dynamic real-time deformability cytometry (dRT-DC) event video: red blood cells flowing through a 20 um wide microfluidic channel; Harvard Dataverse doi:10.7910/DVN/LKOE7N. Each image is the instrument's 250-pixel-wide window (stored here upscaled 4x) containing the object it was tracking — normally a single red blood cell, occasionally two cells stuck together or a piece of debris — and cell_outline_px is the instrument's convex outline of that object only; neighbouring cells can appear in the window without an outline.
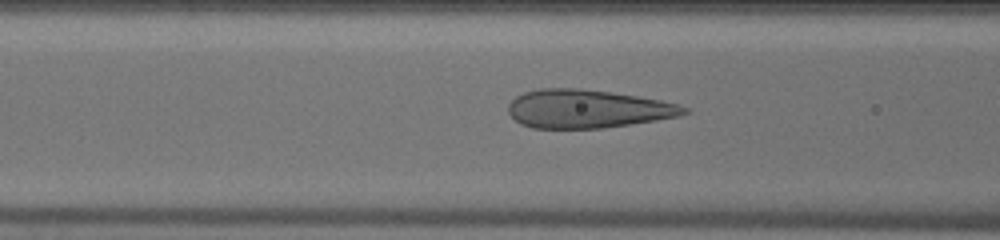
{"species": "human", "species_latin": "Homo sapiens", "temperature_condition": "warm", "stored_images_in_passage": 26, "camera_frame_rate_fps": 3000, "um_per_image_px": 0.085, "donor": {"sex": "male"}, "frame": {"image": 1, "passage_image": 6, "time_ms": 1.667, "image_size_px": [1000, 240], "cell_outline_px": [[692, 112], [680, 116], [656, 120], [600, 128], [532, 128], [520, 124], [508, 112], [508, 104], [516, 96], [524, 92], [540, 88], [580, 88], [636, 96], [660, 100], [676, 104], [688, 108]], "centroid_in_image_um": [49.92, 9.25], "position_along_channel_um": 116.7, "area_um2": 39.13}}
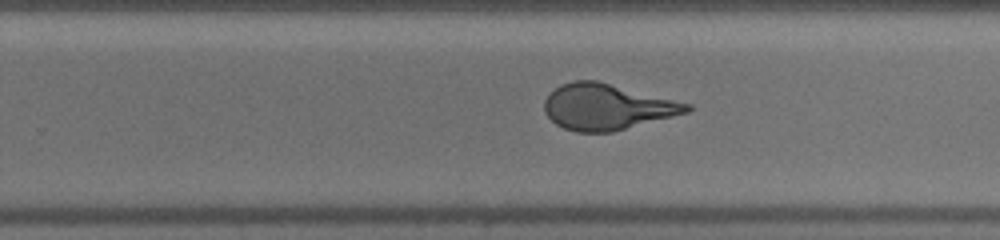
{"frame": {"image": 2, "passage_image": 17, "time_ms": 5.333, "image_size_px": [1000, 240], "cell_outline_px": [[692, 108], [688, 112], [612, 132], [576, 132], [564, 128], [556, 124], [544, 112], [544, 100], [560, 84], [572, 80], [596, 80], [692, 104]], "centroid_in_image_um": [51.58, 9.08], "position_along_channel_um": 278.2, "area_um2": 37.86}}
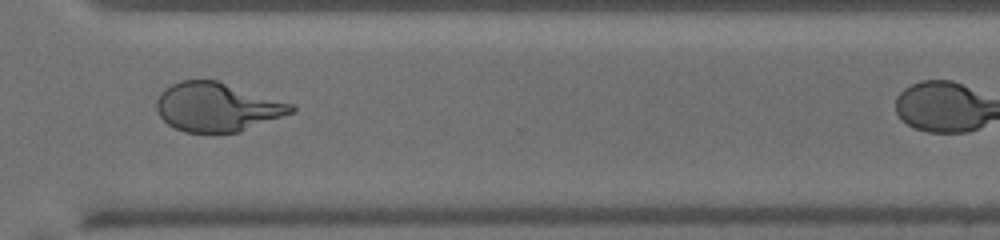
{"frame": {"image": 3, "passage_image": 22, "time_ms": 7.0, "image_size_px": [1000, 240], "cell_outline_px": [[296, 112], [240, 132], [184, 132], [168, 124], [160, 116], [156, 108], [156, 100], [160, 92], [164, 88], [180, 80], [216, 80], [292, 104], [296, 108]], "centroid_in_image_um": [18.45, 9.1], "position_along_channel_um": 352.2, "area_um2": 38.26}}